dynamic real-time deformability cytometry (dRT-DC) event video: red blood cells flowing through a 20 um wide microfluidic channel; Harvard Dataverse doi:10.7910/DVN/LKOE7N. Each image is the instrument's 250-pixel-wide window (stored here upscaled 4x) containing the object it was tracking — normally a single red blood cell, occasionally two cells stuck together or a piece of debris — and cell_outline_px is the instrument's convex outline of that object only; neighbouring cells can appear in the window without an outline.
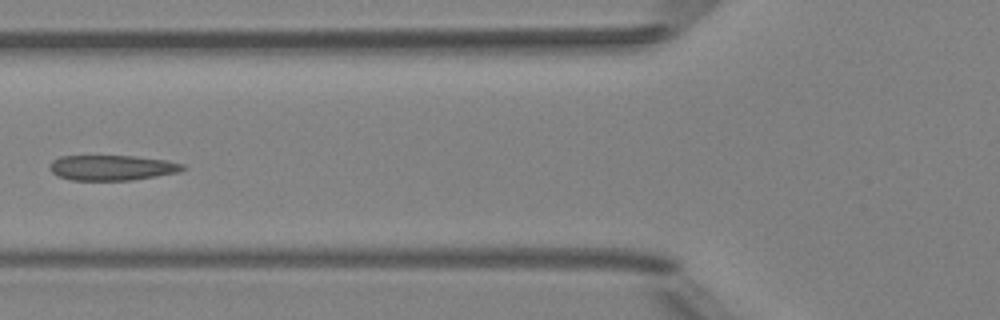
{"species": "Egyptian fruit bat (a non-hibernating species)", "species_latin": "Rousettus aegyptiacus", "temperature_condition": "room temperature", "stored_images_in_passage": 5, "camera_frame_rate_fps": 3000, "um_per_image_px": 0.085, "animal": {"sex": "female"}, "frame": {"image": 1, "passage_image": 4, "time_ms": 4.333, "image_size_px": [1000, 320], "cell_outline_px": [[188, 168], [180, 172], [132, 180], [72, 180], [56, 176], [48, 168], [52, 160], [60, 156], [132, 156], [168, 160], [184, 164]], "centroid_in_image_um": [9.53, 14.25], "position_along_channel_um": 116.3, "area_um2": 19.77}}
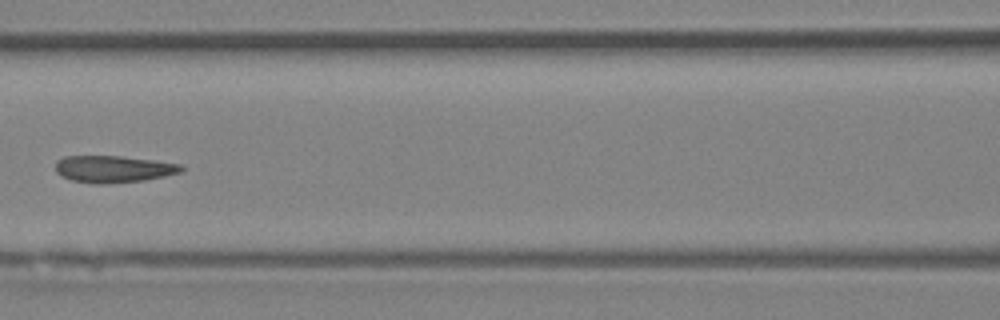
{"frame": {"image": 2, "passage_image": 5, "time_ms": 5.333, "image_size_px": [1000, 320], "cell_outline_px": [[184, 168], [180, 172], [164, 176], [144, 180], [104, 184], [92, 184], [72, 180], [56, 172], [56, 160], [64, 156], [120, 156], [152, 160], [180, 164]], "centroid_in_image_um": [9.61, 14.37], "position_along_channel_um": 157.0, "area_um2": 19.59}}